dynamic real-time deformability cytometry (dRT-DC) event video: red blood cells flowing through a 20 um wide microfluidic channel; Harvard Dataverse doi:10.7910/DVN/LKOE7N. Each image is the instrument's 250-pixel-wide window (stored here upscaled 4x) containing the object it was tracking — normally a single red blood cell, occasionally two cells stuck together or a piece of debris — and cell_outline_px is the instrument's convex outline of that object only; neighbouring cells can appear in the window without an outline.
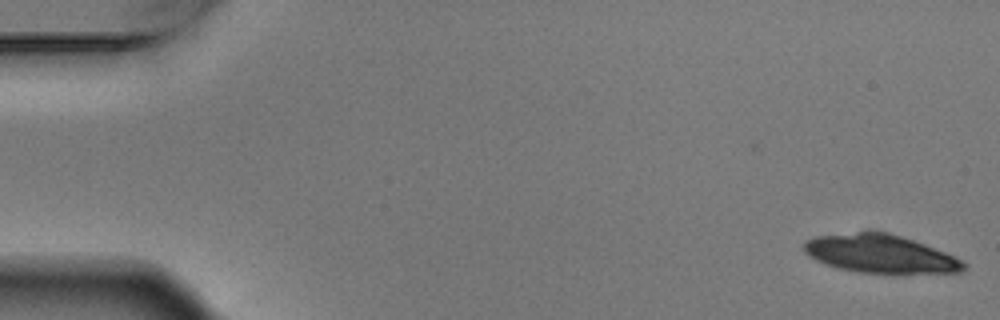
{"species": "Egyptian fruit bat (a non-hibernating species)", "species_latin": "Rousettus aegyptiacus", "temperature_condition": "warm", "stored_images_in_passage": 3, "camera_frame_rate_fps": 3000, "um_per_image_px": 0.085, "animal": {"sex": "male"}, "frame": {"image": 1, "passage_image": 3, "time_ms": 0.667, "image_size_px": [1000, 320], "cell_outline_px": [[968, 268], [960, 272], [852, 272], [836, 268], [816, 260], [808, 256], [804, 252], [804, 244], [808, 240], [816, 236], [860, 232], [888, 232], [924, 244], [956, 256], [964, 260], [968, 264]], "centroid_in_image_um": [74.84, 21.58], "position_along_channel_um": 10.2, "area_um2": 35.2}}